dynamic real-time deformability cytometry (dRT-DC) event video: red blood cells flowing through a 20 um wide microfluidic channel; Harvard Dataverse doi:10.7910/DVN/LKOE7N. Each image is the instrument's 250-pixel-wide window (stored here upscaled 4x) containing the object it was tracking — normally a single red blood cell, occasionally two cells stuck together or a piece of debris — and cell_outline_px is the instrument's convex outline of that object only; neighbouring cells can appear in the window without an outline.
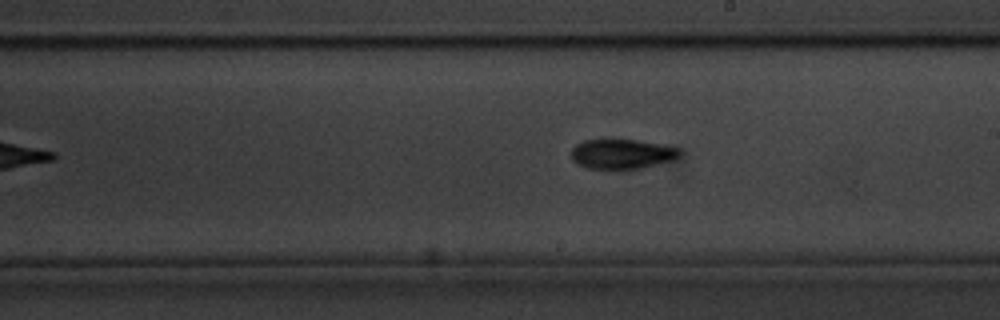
{"species": "common noctule bat (a hibernating species)", "species_latin": "Nyctalus noctula", "temperature_condition": "cold", "stored_images_in_passage": 49, "camera_frame_rate_fps": 3000, "um_per_image_px": 0.085, "animal": {"sex": "male", "body_mass_g": 20.1, "forearm_length_mm": 53.5}, "frame": {"image": 1, "passage_image": 28, "time_ms": 9.0, "image_size_px": [1000, 320], "cell_outline_px": [[680, 152], [672, 160], [640, 168], [588, 168], [572, 160], [572, 148], [576, 144], [584, 140], [636, 140], [660, 144], [680, 148]], "centroid_in_image_um": [52.84, 13.07], "position_along_channel_um": 236.2, "area_um2": 18.26}, "authors_computed_cell_mechanics": {"area_um2": 17.4556, "velocity_mm_per_s": 3.5509, "shape_relaxation_time_tau1_ms": 2.5201, "shape_relaxation_time_tau2_ms": 5.9624, "deformation_change_tau1": 0.1233, "deformation_change_tau2": 0.1365}}